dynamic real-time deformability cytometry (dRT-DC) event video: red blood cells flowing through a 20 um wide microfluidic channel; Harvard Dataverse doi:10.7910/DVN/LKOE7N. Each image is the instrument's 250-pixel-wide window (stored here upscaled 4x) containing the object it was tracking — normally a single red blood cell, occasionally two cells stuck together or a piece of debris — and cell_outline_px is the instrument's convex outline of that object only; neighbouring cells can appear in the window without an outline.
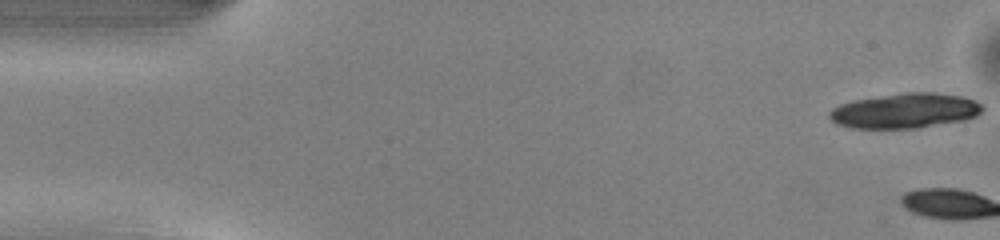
{"species": "common noctule bat (a hibernating species)", "species_latin": "Nyctalus noctula", "temperature_condition": "warm", "stored_images_in_passage": 2, "camera_frame_rate_fps": 3000, "um_per_image_px": 0.085, "animal": {"sex": "male", "body_mass_g": 13.0, "forearm_length_mm": 53.1}, "frame": {"image": 1, "passage_image": 1, "time_ms": 0.0, "image_size_px": [1000, 240], "cell_outline_px": [[984, 108], [976, 116], [964, 120], [920, 128], [852, 128], [836, 124], [828, 116], [828, 112], [832, 108], [840, 104], [852, 100], [904, 92], [936, 92], [964, 96], [976, 100], [984, 104]], "centroid_in_image_um": [76.95, 9.4], "position_along_channel_um": 8.1, "area_um2": 31.62}}